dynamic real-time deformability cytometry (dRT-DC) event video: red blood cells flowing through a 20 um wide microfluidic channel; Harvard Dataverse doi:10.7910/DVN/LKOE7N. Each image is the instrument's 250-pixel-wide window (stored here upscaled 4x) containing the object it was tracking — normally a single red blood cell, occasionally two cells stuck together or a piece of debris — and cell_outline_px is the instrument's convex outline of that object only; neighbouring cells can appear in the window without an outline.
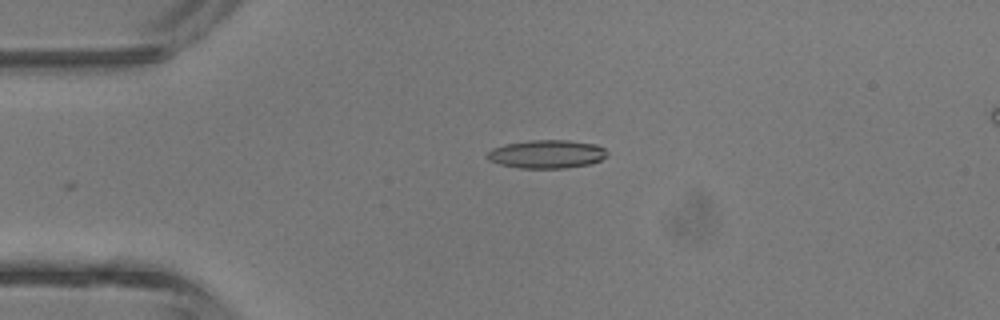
{"species": "common noctule bat (a hibernating species)", "species_latin": "Nyctalus noctula", "temperature_condition": "room temperature", "stored_images_in_passage": 3, "camera_frame_rate_fps": 3000, "um_per_image_px": 0.085, "animal": {"sex": "male", "body_mass_g": 13.3}, "frame": {"image": 1, "passage_image": 1, "time_ms": 0.0, "image_size_px": [1000, 320], "cell_outline_px": [[608, 152], [600, 160], [588, 164], [564, 168], [520, 168], [500, 164], [488, 160], [484, 156], [492, 148], [508, 144], [528, 140], [568, 140], [596, 144], [604, 148]], "centroid_in_image_um": [46.44, 13.09], "position_along_channel_um": 38.6, "area_um2": 19.71}}
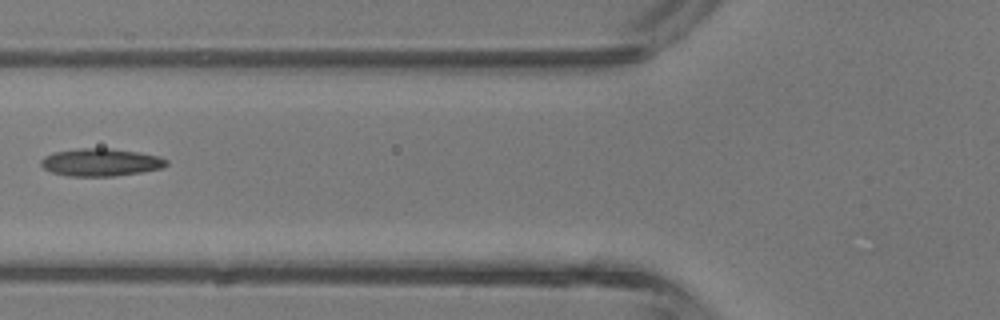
{"frame": {"image": 2, "passage_image": 3, "time_ms": 2.333, "image_size_px": [1000, 320], "cell_outline_px": [[168, 164], [164, 168], [116, 176], [68, 176], [52, 172], [44, 168], [40, 164], [40, 160], [44, 156], [56, 152], [80, 148], [112, 148], [140, 152], [160, 156], [168, 160]], "centroid_in_image_um": [8.6, 13.79], "position_along_channel_um": 117.2, "area_um2": 20.35}}